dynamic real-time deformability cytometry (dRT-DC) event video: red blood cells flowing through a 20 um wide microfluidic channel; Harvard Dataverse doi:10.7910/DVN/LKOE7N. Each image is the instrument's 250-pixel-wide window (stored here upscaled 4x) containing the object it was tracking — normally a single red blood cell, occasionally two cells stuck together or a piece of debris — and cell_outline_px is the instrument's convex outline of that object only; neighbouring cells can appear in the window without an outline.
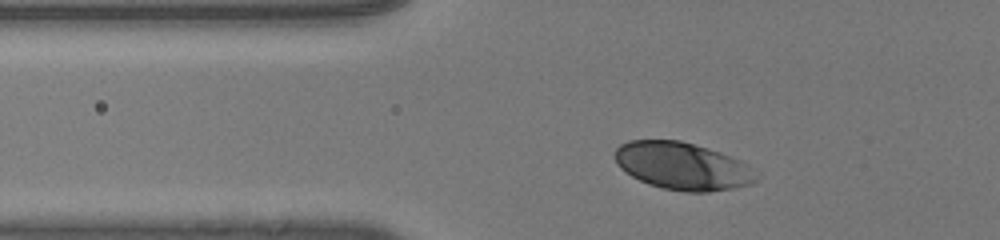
{"species": "human", "species_latin": "Homo sapiens", "temperature_condition": "room temperature", "stored_images_in_passage": 34, "camera_frame_rate_fps": 3000, "um_per_image_px": 0.085, "donor": {"sex": "male"}, "frame": {"image": 1, "passage_image": 6, "time_ms": 1.667, "image_size_px": [1000, 240], "cell_outline_px": [[756, 180], [752, 184], [732, 188], [708, 192], [684, 192], [664, 188], [648, 184], [632, 176], [620, 168], [612, 156], [616, 148], [620, 144], [628, 140], [680, 140], [708, 148], [732, 156], [748, 164]], "centroid_in_image_um": [57.96, 14.1], "position_along_channel_um": 67.8, "area_um2": 39.07}}
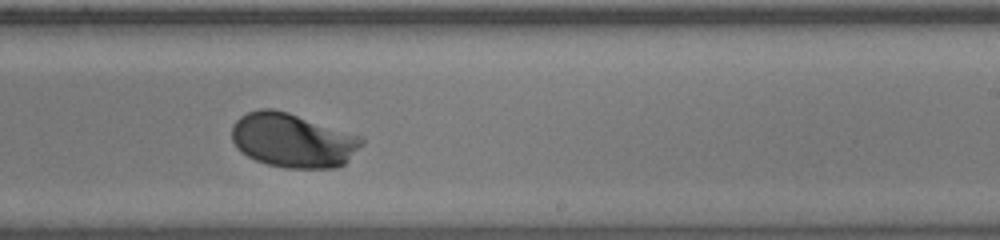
{"frame": {"image": 2, "passage_image": 22, "time_ms": 7.0, "image_size_px": [1000, 240], "cell_outline_px": [[364, 144], [344, 164], [336, 168], [284, 168], [268, 164], [256, 160], [240, 152], [236, 148], [232, 140], [232, 124], [240, 116], [248, 112], [260, 108], [272, 108], [288, 112], [360, 136], [364, 140]], "centroid_in_image_um": [24.86, 11.93], "position_along_channel_um": 264.1, "area_um2": 41.1}}
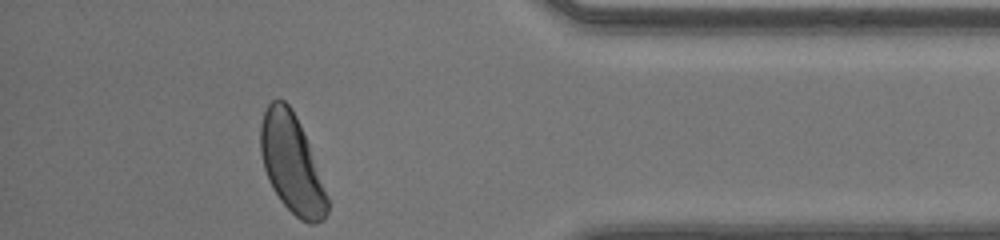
{"frame": {"image": 3, "passage_image": 34, "time_ms": 11.0, "image_size_px": [1000, 240], "cell_outline_px": [[328, 212], [324, 220], [316, 224], [308, 224], [300, 220], [280, 200], [272, 188], [268, 180], [264, 168], [260, 152], [260, 124], [264, 112], [268, 104], [272, 100], [284, 100], [292, 108], [296, 116], [308, 144], [328, 200]], "centroid_in_image_um": [24.77, 13.94], "position_along_channel_um": 410.4, "area_um2": 37.86}, "authors_computed_cell_mechanics": {"area_um2": 39.5352, "velocity_mm_per_s": 4.0852, "shape_relaxation_time_tau1_ms": 1.5899, "shape_relaxation_time_tau2_ms": null, "deformation_change_tau1": 0.1176, "deformation_change_tau2": null}}